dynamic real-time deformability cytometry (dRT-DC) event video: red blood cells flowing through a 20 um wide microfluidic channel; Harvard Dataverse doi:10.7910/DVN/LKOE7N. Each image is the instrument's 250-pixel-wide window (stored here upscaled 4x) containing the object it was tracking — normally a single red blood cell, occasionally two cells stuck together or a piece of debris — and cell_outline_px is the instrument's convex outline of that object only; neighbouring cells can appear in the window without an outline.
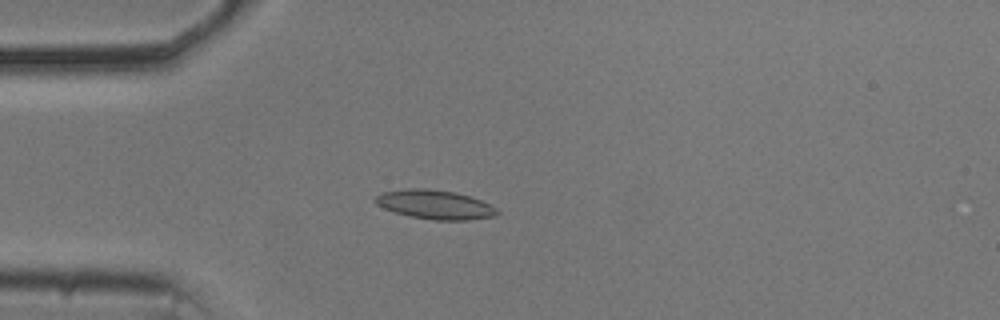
{"species": "common noctule bat (a hibernating species)", "species_latin": "Nyctalus noctula", "temperature_condition": "cold", "stored_images_in_passage": 54, "camera_frame_rate_fps": 3000, "um_per_image_px": 0.085, "animal": {"sex": "male", "body_mass_g": 20.5, "forearm_length_mm": 52.5}, "frame": {"image": 1, "passage_image": 14, "time_ms": 4.333, "image_size_px": [1000, 320], "cell_outline_px": [[500, 212], [496, 216], [468, 220], [432, 220], [412, 216], [396, 212], [384, 208], [376, 204], [372, 200], [380, 192], [404, 188], [428, 188], [456, 192], [480, 200], [496, 208]], "centroid_in_image_um": [36.94, 17.38], "position_along_channel_um": 48.1, "area_um2": 20.75}}
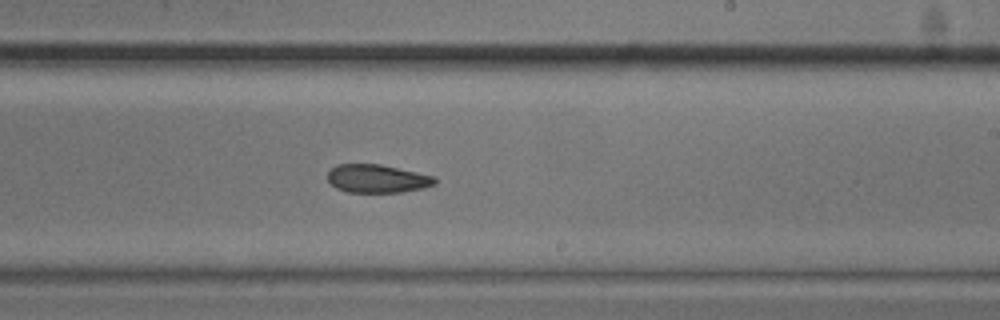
{"frame": {"image": 2, "passage_image": 32, "time_ms": 10.333, "image_size_px": [1000, 320], "cell_outline_px": [[436, 184], [424, 188], [400, 192], [348, 192], [336, 188], [328, 180], [328, 172], [336, 164], [380, 164], [436, 176]], "centroid_in_image_um": [32.08, 15.18], "position_along_channel_um": 256.9, "area_um2": 17.69}}
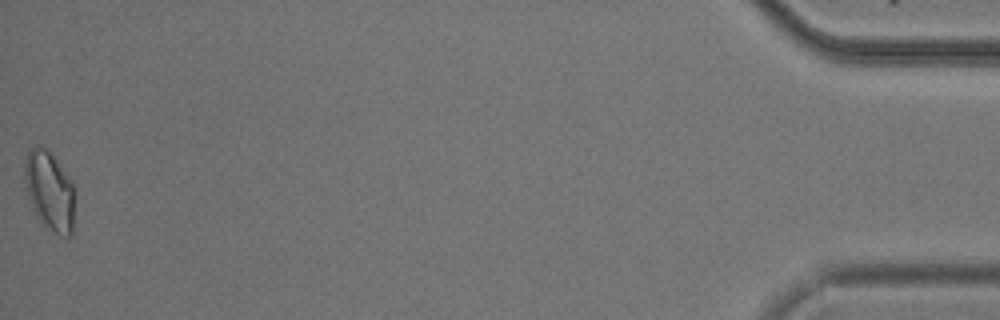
{"frame": {"image": 3, "passage_image": 54, "time_ms": 17.667, "image_size_px": [1000, 320], "cell_outline_px": [[76, 196], [72, 236], [68, 240], [60, 236], [48, 228], [36, 216], [32, 208], [28, 196], [24, 180], [24, 160], [28, 148], [36, 144], [40, 144], [52, 152], [72, 180], [76, 192]], "centroid_in_image_um": [4.25, 16.2], "position_along_channel_um": 431.0, "area_um2": 24.39}, "authors_computed_cell_mechanics": {"area_um2": 19.3052, "velocity_mm_per_s": 3.7037, "shape_relaxation_time_tau1_ms": null, "shape_relaxation_time_tau2_ms": 7.0813, "deformation_change_tau1": null, "deformation_change_tau2": 0.1322}}